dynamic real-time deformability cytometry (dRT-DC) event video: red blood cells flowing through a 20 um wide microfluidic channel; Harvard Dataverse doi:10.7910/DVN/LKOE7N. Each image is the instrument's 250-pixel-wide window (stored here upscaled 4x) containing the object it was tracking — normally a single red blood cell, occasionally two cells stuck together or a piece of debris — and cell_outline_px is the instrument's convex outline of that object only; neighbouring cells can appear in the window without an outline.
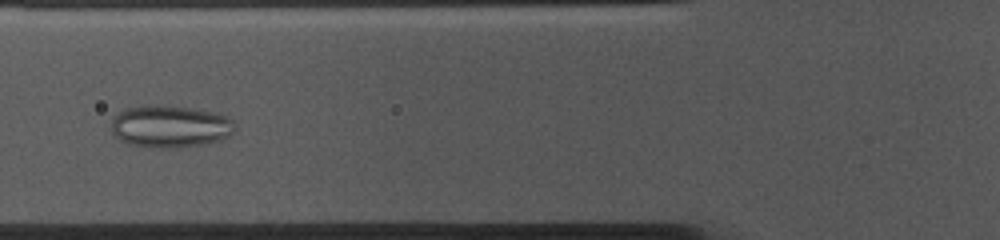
{"species": "common noctule bat (a hibernating species)", "species_latin": "Nyctalus noctula", "temperature_condition": "cold", "stored_images_in_passage": 54, "camera_frame_rate_fps": 3000, "um_per_image_px": 0.085, "animal": {"sex": "female", "body_mass_g": 10.0, "forearm_length_mm": 53.1}, "frame": {"image": 1, "passage_image": 19, "time_ms": 6.0, "image_size_px": [1000, 240], "cell_outline_px": [[236, 128], [228, 136], [220, 140], [204, 144], [168, 148], [160, 148], [128, 144], [120, 140], [112, 132], [112, 120], [124, 108], [148, 104], [192, 108], [212, 112], [228, 116], [232, 120]], "centroid_in_image_um": [14.46, 10.74], "position_along_channel_um": 111.3, "area_um2": 30.35}}
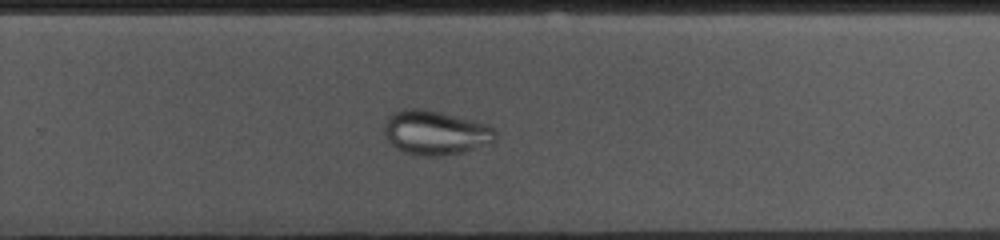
{"frame": {"image": 2, "passage_image": 34, "time_ms": 11.0, "image_size_px": [1000, 240], "cell_outline_px": [[496, 140], [492, 144], [464, 152], [440, 156], [420, 156], [404, 152], [396, 148], [384, 136], [384, 124], [388, 116], [392, 112], [404, 108], [424, 108], [488, 124], [496, 132]], "centroid_in_image_um": [37.01, 11.28], "position_along_channel_um": 292.8, "area_um2": 29.13}}
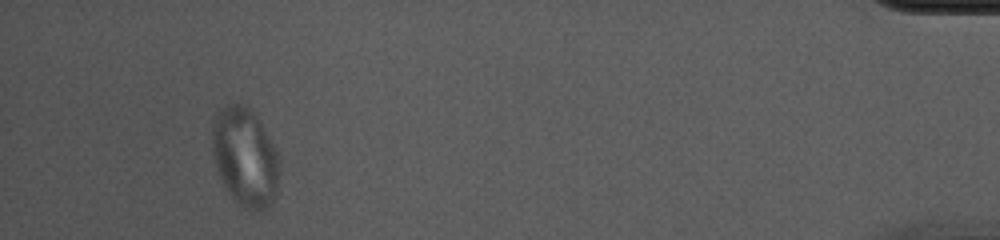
{"frame": {"image": 3, "passage_image": 50, "time_ms": 16.333, "image_size_px": [1000, 240], "cell_outline_px": [[280, 172], [276, 196], [272, 204], [260, 212], [252, 212], [240, 208], [228, 192], [216, 168], [212, 148], [212, 128], [216, 112], [228, 104], [244, 104], [252, 108], [272, 144], [280, 160]], "centroid_in_image_um": [20.84, 13.4], "position_along_channel_um": 414.4, "area_um2": 39.13}}